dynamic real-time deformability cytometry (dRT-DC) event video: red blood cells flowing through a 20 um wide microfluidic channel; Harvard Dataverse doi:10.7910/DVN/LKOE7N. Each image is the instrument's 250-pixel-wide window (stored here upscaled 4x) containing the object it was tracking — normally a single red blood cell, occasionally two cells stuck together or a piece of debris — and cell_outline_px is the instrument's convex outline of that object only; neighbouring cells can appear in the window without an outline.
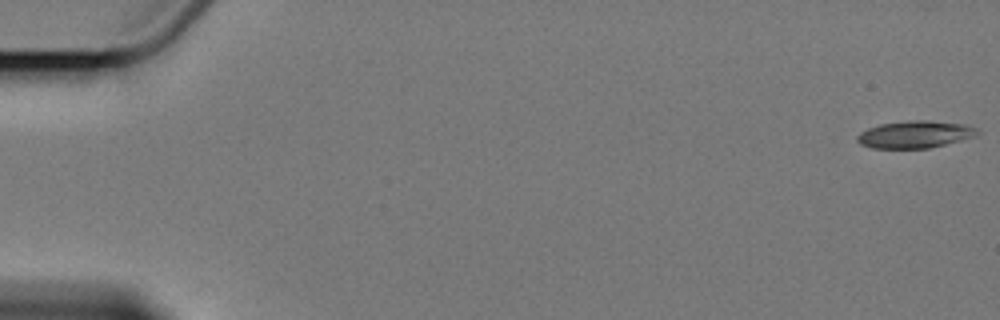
{"species": "Egyptian fruit bat (a non-hibernating species)", "species_latin": "Rousettus aegyptiacus", "temperature_condition": "cold", "stored_images_in_passage": 6, "camera_frame_rate_fps": 3000, "um_per_image_px": 0.085, "animal": {"sex": "female"}, "frame": {"image": 1, "passage_image": 1, "time_ms": 0.0, "image_size_px": [1000, 320], "cell_outline_px": [[980, 132], [976, 136], [928, 148], [872, 148], [860, 144], [856, 140], [856, 136], [860, 132], [868, 128], [880, 124], [912, 120], [928, 120], [968, 124], [976, 128]], "centroid_in_image_um": [77.77, 11.41], "position_along_channel_um": 7.2, "area_um2": 19.07}}
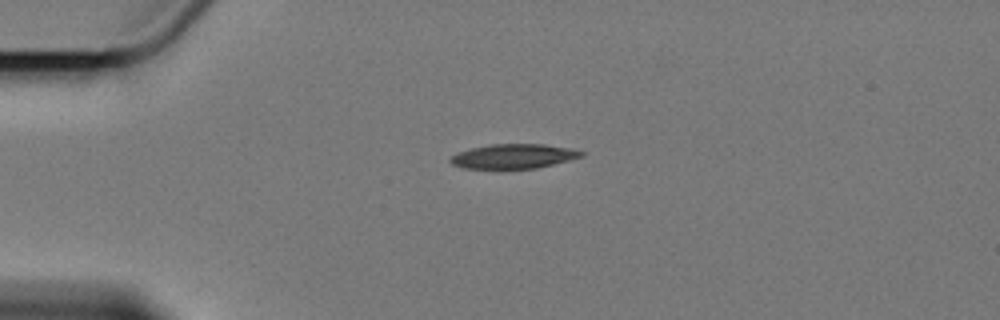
{"frame": {"image": 2, "passage_image": 5, "time_ms": 4.667, "image_size_px": [1000, 320], "cell_outline_px": [[584, 156], [536, 168], [504, 172], [496, 172], [464, 168], [452, 164], [448, 160], [452, 156], [460, 152], [472, 148], [492, 144], [544, 144], [572, 148], [584, 152]], "centroid_in_image_um": [43.61, 13.34], "position_along_channel_um": 41.4, "area_um2": 19.59}}